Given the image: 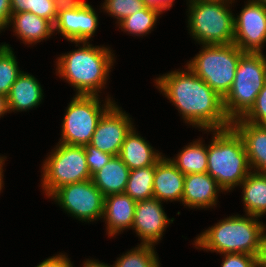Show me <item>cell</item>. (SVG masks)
I'll return each instance as SVG.
<instances>
[{
    "mask_svg": "<svg viewBox=\"0 0 266 267\" xmlns=\"http://www.w3.org/2000/svg\"><path fill=\"white\" fill-rule=\"evenodd\" d=\"M234 14L233 43L244 52H264L266 44V6L252 0Z\"/></svg>",
    "mask_w": 266,
    "mask_h": 267,
    "instance_id": "7c38bea8",
    "label": "cell"
},
{
    "mask_svg": "<svg viewBox=\"0 0 266 267\" xmlns=\"http://www.w3.org/2000/svg\"><path fill=\"white\" fill-rule=\"evenodd\" d=\"M10 3L11 14L28 11L49 20L53 25L62 4L60 0H10Z\"/></svg>",
    "mask_w": 266,
    "mask_h": 267,
    "instance_id": "f1b7e54d",
    "label": "cell"
},
{
    "mask_svg": "<svg viewBox=\"0 0 266 267\" xmlns=\"http://www.w3.org/2000/svg\"><path fill=\"white\" fill-rule=\"evenodd\" d=\"M85 156L91 177L98 172L114 156L103 152L89 144L85 145Z\"/></svg>",
    "mask_w": 266,
    "mask_h": 267,
    "instance_id": "1f68e13d",
    "label": "cell"
},
{
    "mask_svg": "<svg viewBox=\"0 0 266 267\" xmlns=\"http://www.w3.org/2000/svg\"><path fill=\"white\" fill-rule=\"evenodd\" d=\"M71 43L78 49L62 53L56 58V75L71 85L76 95L101 96V91L107 89L109 75L116 62L113 48L94 46L91 41Z\"/></svg>",
    "mask_w": 266,
    "mask_h": 267,
    "instance_id": "7a4b0ae2",
    "label": "cell"
},
{
    "mask_svg": "<svg viewBox=\"0 0 266 267\" xmlns=\"http://www.w3.org/2000/svg\"><path fill=\"white\" fill-rule=\"evenodd\" d=\"M241 119L266 126V84L257 95L254 105Z\"/></svg>",
    "mask_w": 266,
    "mask_h": 267,
    "instance_id": "4dcf8cb0",
    "label": "cell"
},
{
    "mask_svg": "<svg viewBox=\"0 0 266 267\" xmlns=\"http://www.w3.org/2000/svg\"><path fill=\"white\" fill-rule=\"evenodd\" d=\"M68 256L65 252H59V254L57 253L47 259L45 258L35 267H73V262Z\"/></svg>",
    "mask_w": 266,
    "mask_h": 267,
    "instance_id": "836d02e7",
    "label": "cell"
},
{
    "mask_svg": "<svg viewBox=\"0 0 266 267\" xmlns=\"http://www.w3.org/2000/svg\"><path fill=\"white\" fill-rule=\"evenodd\" d=\"M168 158L184 175L207 173V144L202 137L195 141L193 139L192 142L182 147L173 158L170 156Z\"/></svg>",
    "mask_w": 266,
    "mask_h": 267,
    "instance_id": "cb8c5ba5",
    "label": "cell"
},
{
    "mask_svg": "<svg viewBox=\"0 0 266 267\" xmlns=\"http://www.w3.org/2000/svg\"><path fill=\"white\" fill-rule=\"evenodd\" d=\"M100 97L73 95L62 120L59 143L78 146L90 143L102 115L116 102L109 94L104 100Z\"/></svg>",
    "mask_w": 266,
    "mask_h": 267,
    "instance_id": "9c48e42d",
    "label": "cell"
},
{
    "mask_svg": "<svg viewBox=\"0 0 266 267\" xmlns=\"http://www.w3.org/2000/svg\"><path fill=\"white\" fill-rule=\"evenodd\" d=\"M186 1H220V0H186Z\"/></svg>",
    "mask_w": 266,
    "mask_h": 267,
    "instance_id": "7bdbcfd3",
    "label": "cell"
},
{
    "mask_svg": "<svg viewBox=\"0 0 266 267\" xmlns=\"http://www.w3.org/2000/svg\"><path fill=\"white\" fill-rule=\"evenodd\" d=\"M100 9L116 19V26L126 17L145 7L143 0H104Z\"/></svg>",
    "mask_w": 266,
    "mask_h": 267,
    "instance_id": "f546056e",
    "label": "cell"
},
{
    "mask_svg": "<svg viewBox=\"0 0 266 267\" xmlns=\"http://www.w3.org/2000/svg\"><path fill=\"white\" fill-rule=\"evenodd\" d=\"M136 130L134 126L126 135L119 157L130 170L155 166L164 154L151 146Z\"/></svg>",
    "mask_w": 266,
    "mask_h": 267,
    "instance_id": "44dd1931",
    "label": "cell"
},
{
    "mask_svg": "<svg viewBox=\"0 0 266 267\" xmlns=\"http://www.w3.org/2000/svg\"><path fill=\"white\" fill-rule=\"evenodd\" d=\"M62 3H66V2H80V1H84V0H60Z\"/></svg>",
    "mask_w": 266,
    "mask_h": 267,
    "instance_id": "b9f144b4",
    "label": "cell"
},
{
    "mask_svg": "<svg viewBox=\"0 0 266 267\" xmlns=\"http://www.w3.org/2000/svg\"><path fill=\"white\" fill-rule=\"evenodd\" d=\"M213 136L207 144V173L217 182L225 195L239 188L252 171L241 136L232 127L203 131Z\"/></svg>",
    "mask_w": 266,
    "mask_h": 267,
    "instance_id": "3957f363",
    "label": "cell"
},
{
    "mask_svg": "<svg viewBox=\"0 0 266 267\" xmlns=\"http://www.w3.org/2000/svg\"><path fill=\"white\" fill-rule=\"evenodd\" d=\"M162 11L145 6L140 11L131 14L122 20L117 27L130 36L143 37L151 33L157 25Z\"/></svg>",
    "mask_w": 266,
    "mask_h": 267,
    "instance_id": "d4e9b609",
    "label": "cell"
},
{
    "mask_svg": "<svg viewBox=\"0 0 266 267\" xmlns=\"http://www.w3.org/2000/svg\"><path fill=\"white\" fill-rule=\"evenodd\" d=\"M163 202L151 198L136 202L132 231L140 240V244L156 246L163 239L169 224L174 218H169L163 207Z\"/></svg>",
    "mask_w": 266,
    "mask_h": 267,
    "instance_id": "5bb4252c",
    "label": "cell"
},
{
    "mask_svg": "<svg viewBox=\"0 0 266 267\" xmlns=\"http://www.w3.org/2000/svg\"><path fill=\"white\" fill-rule=\"evenodd\" d=\"M130 169L119 156H114L92 176L94 185L106 197L111 194L124 193Z\"/></svg>",
    "mask_w": 266,
    "mask_h": 267,
    "instance_id": "7402d4cb",
    "label": "cell"
},
{
    "mask_svg": "<svg viewBox=\"0 0 266 267\" xmlns=\"http://www.w3.org/2000/svg\"><path fill=\"white\" fill-rule=\"evenodd\" d=\"M235 1H187L186 27L192 40L200 46L233 43Z\"/></svg>",
    "mask_w": 266,
    "mask_h": 267,
    "instance_id": "5b68a950",
    "label": "cell"
},
{
    "mask_svg": "<svg viewBox=\"0 0 266 267\" xmlns=\"http://www.w3.org/2000/svg\"><path fill=\"white\" fill-rule=\"evenodd\" d=\"M252 1H254L255 3L262 4L263 6H266V0H252Z\"/></svg>",
    "mask_w": 266,
    "mask_h": 267,
    "instance_id": "60d3db41",
    "label": "cell"
},
{
    "mask_svg": "<svg viewBox=\"0 0 266 267\" xmlns=\"http://www.w3.org/2000/svg\"><path fill=\"white\" fill-rule=\"evenodd\" d=\"M256 258L257 267H266V225L263 227L260 234L259 249Z\"/></svg>",
    "mask_w": 266,
    "mask_h": 267,
    "instance_id": "d590c367",
    "label": "cell"
},
{
    "mask_svg": "<svg viewBox=\"0 0 266 267\" xmlns=\"http://www.w3.org/2000/svg\"><path fill=\"white\" fill-rule=\"evenodd\" d=\"M44 89L40 81L28 72H22L11 86L7 96L9 114L28 112L38 107L44 100Z\"/></svg>",
    "mask_w": 266,
    "mask_h": 267,
    "instance_id": "ffe728a7",
    "label": "cell"
},
{
    "mask_svg": "<svg viewBox=\"0 0 266 267\" xmlns=\"http://www.w3.org/2000/svg\"><path fill=\"white\" fill-rule=\"evenodd\" d=\"M9 114L8 105H7V97L0 94V118Z\"/></svg>",
    "mask_w": 266,
    "mask_h": 267,
    "instance_id": "f35d334b",
    "label": "cell"
},
{
    "mask_svg": "<svg viewBox=\"0 0 266 267\" xmlns=\"http://www.w3.org/2000/svg\"><path fill=\"white\" fill-rule=\"evenodd\" d=\"M155 88L178 110L188 126L199 131L225 129L231 121L225 114L223 98L186 64L154 78Z\"/></svg>",
    "mask_w": 266,
    "mask_h": 267,
    "instance_id": "6da1fadb",
    "label": "cell"
},
{
    "mask_svg": "<svg viewBox=\"0 0 266 267\" xmlns=\"http://www.w3.org/2000/svg\"><path fill=\"white\" fill-rule=\"evenodd\" d=\"M21 43L34 46L54 35V25L47 19L31 12L22 11L11 14L8 27Z\"/></svg>",
    "mask_w": 266,
    "mask_h": 267,
    "instance_id": "d6986e66",
    "label": "cell"
},
{
    "mask_svg": "<svg viewBox=\"0 0 266 267\" xmlns=\"http://www.w3.org/2000/svg\"><path fill=\"white\" fill-rule=\"evenodd\" d=\"M96 12L85 0L62 3L58 8L54 34H60L68 42H90L99 27Z\"/></svg>",
    "mask_w": 266,
    "mask_h": 267,
    "instance_id": "8fae6325",
    "label": "cell"
},
{
    "mask_svg": "<svg viewBox=\"0 0 266 267\" xmlns=\"http://www.w3.org/2000/svg\"><path fill=\"white\" fill-rule=\"evenodd\" d=\"M11 17L10 0H0V34L7 29Z\"/></svg>",
    "mask_w": 266,
    "mask_h": 267,
    "instance_id": "e575fe53",
    "label": "cell"
},
{
    "mask_svg": "<svg viewBox=\"0 0 266 267\" xmlns=\"http://www.w3.org/2000/svg\"><path fill=\"white\" fill-rule=\"evenodd\" d=\"M242 189L244 214L256 217L266 215V173L251 171L239 185Z\"/></svg>",
    "mask_w": 266,
    "mask_h": 267,
    "instance_id": "603a6c76",
    "label": "cell"
},
{
    "mask_svg": "<svg viewBox=\"0 0 266 267\" xmlns=\"http://www.w3.org/2000/svg\"><path fill=\"white\" fill-rule=\"evenodd\" d=\"M231 126L243 140L252 171L266 173V126L241 118L232 121Z\"/></svg>",
    "mask_w": 266,
    "mask_h": 267,
    "instance_id": "ac0fdd59",
    "label": "cell"
},
{
    "mask_svg": "<svg viewBox=\"0 0 266 267\" xmlns=\"http://www.w3.org/2000/svg\"><path fill=\"white\" fill-rule=\"evenodd\" d=\"M155 166L130 170L124 193L139 202L153 198Z\"/></svg>",
    "mask_w": 266,
    "mask_h": 267,
    "instance_id": "484cf974",
    "label": "cell"
},
{
    "mask_svg": "<svg viewBox=\"0 0 266 267\" xmlns=\"http://www.w3.org/2000/svg\"><path fill=\"white\" fill-rule=\"evenodd\" d=\"M185 175L164 155L155 164L153 198L163 203L182 202Z\"/></svg>",
    "mask_w": 266,
    "mask_h": 267,
    "instance_id": "e0dca14e",
    "label": "cell"
},
{
    "mask_svg": "<svg viewBox=\"0 0 266 267\" xmlns=\"http://www.w3.org/2000/svg\"><path fill=\"white\" fill-rule=\"evenodd\" d=\"M136 201L125 193L105 197L102 221L106 235L112 239L133 226Z\"/></svg>",
    "mask_w": 266,
    "mask_h": 267,
    "instance_id": "2e32d148",
    "label": "cell"
},
{
    "mask_svg": "<svg viewBox=\"0 0 266 267\" xmlns=\"http://www.w3.org/2000/svg\"><path fill=\"white\" fill-rule=\"evenodd\" d=\"M260 217L234 214L218 220L216 224L197 235L192 245L206 252L217 254L245 253L256 256L263 227Z\"/></svg>",
    "mask_w": 266,
    "mask_h": 267,
    "instance_id": "277c9868",
    "label": "cell"
},
{
    "mask_svg": "<svg viewBox=\"0 0 266 267\" xmlns=\"http://www.w3.org/2000/svg\"><path fill=\"white\" fill-rule=\"evenodd\" d=\"M265 84V53L244 52L233 85L223 98L225 114L231 122L242 118L251 109Z\"/></svg>",
    "mask_w": 266,
    "mask_h": 267,
    "instance_id": "52a82bcc",
    "label": "cell"
},
{
    "mask_svg": "<svg viewBox=\"0 0 266 267\" xmlns=\"http://www.w3.org/2000/svg\"><path fill=\"white\" fill-rule=\"evenodd\" d=\"M221 192L225 194L216 180L208 173L187 174L185 175L181 204L185 208L196 210L216 208Z\"/></svg>",
    "mask_w": 266,
    "mask_h": 267,
    "instance_id": "9a60e30c",
    "label": "cell"
},
{
    "mask_svg": "<svg viewBox=\"0 0 266 267\" xmlns=\"http://www.w3.org/2000/svg\"><path fill=\"white\" fill-rule=\"evenodd\" d=\"M132 116L115 102L101 117L89 145L119 156L126 135L135 126Z\"/></svg>",
    "mask_w": 266,
    "mask_h": 267,
    "instance_id": "4fadbf2b",
    "label": "cell"
},
{
    "mask_svg": "<svg viewBox=\"0 0 266 267\" xmlns=\"http://www.w3.org/2000/svg\"><path fill=\"white\" fill-rule=\"evenodd\" d=\"M145 6L156 8L163 13L166 11H170L173 7L175 0H143Z\"/></svg>",
    "mask_w": 266,
    "mask_h": 267,
    "instance_id": "8d00e7d4",
    "label": "cell"
},
{
    "mask_svg": "<svg viewBox=\"0 0 266 267\" xmlns=\"http://www.w3.org/2000/svg\"><path fill=\"white\" fill-rule=\"evenodd\" d=\"M265 78H266V54H265Z\"/></svg>",
    "mask_w": 266,
    "mask_h": 267,
    "instance_id": "ee69618b",
    "label": "cell"
},
{
    "mask_svg": "<svg viewBox=\"0 0 266 267\" xmlns=\"http://www.w3.org/2000/svg\"><path fill=\"white\" fill-rule=\"evenodd\" d=\"M49 199L60 206L68 216L83 223L102 220L105 196L92 179L64 185Z\"/></svg>",
    "mask_w": 266,
    "mask_h": 267,
    "instance_id": "30bf717a",
    "label": "cell"
},
{
    "mask_svg": "<svg viewBox=\"0 0 266 267\" xmlns=\"http://www.w3.org/2000/svg\"><path fill=\"white\" fill-rule=\"evenodd\" d=\"M223 260L220 267H257V258L245 253H229L220 255Z\"/></svg>",
    "mask_w": 266,
    "mask_h": 267,
    "instance_id": "d6a6232c",
    "label": "cell"
},
{
    "mask_svg": "<svg viewBox=\"0 0 266 267\" xmlns=\"http://www.w3.org/2000/svg\"><path fill=\"white\" fill-rule=\"evenodd\" d=\"M186 65L222 98L230 91L244 53L234 43L202 45Z\"/></svg>",
    "mask_w": 266,
    "mask_h": 267,
    "instance_id": "8992f818",
    "label": "cell"
},
{
    "mask_svg": "<svg viewBox=\"0 0 266 267\" xmlns=\"http://www.w3.org/2000/svg\"><path fill=\"white\" fill-rule=\"evenodd\" d=\"M6 159H7V156H2L0 158V193L4 189L3 187L5 186L4 185V181H3V179H4V172H3L4 168H3V166L5 165Z\"/></svg>",
    "mask_w": 266,
    "mask_h": 267,
    "instance_id": "ab89813d",
    "label": "cell"
},
{
    "mask_svg": "<svg viewBox=\"0 0 266 267\" xmlns=\"http://www.w3.org/2000/svg\"><path fill=\"white\" fill-rule=\"evenodd\" d=\"M152 245L139 244L117 257L113 267H161V263Z\"/></svg>",
    "mask_w": 266,
    "mask_h": 267,
    "instance_id": "4316f807",
    "label": "cell"
},
{
    "mask_svg": "<svg viewBox=\"0 0 266 267\" xmlns=\"http://www.w3.org/2000/svg\"><path fill=\"white\" fill-rule=\"evenodd\" d=\"M41 166V190L49 198L60 187L92 179L85 147L56 143Z\"/></svg>",
    "mask_w": 266,
    "mask_h": 267,
    "instance_id": "ba28073f",
    "label": "cell"
},
{
    "mask_svg": "<svg viewBox=\"0 0 266 267\" xmlns=\"http://www.w3.org/2000/svg\"><path fill=\"white\" fill-rule=\"evenodd\" d=\"M9 43L0 44V94L8 96L11 86L23 72ZM21 69V70H20Z\"/></svg>",
    "mask_w": 266,
    "mask_h": 267,
    "instance_id": "83f0119b",
    "label": "cell"
},
{
    "mask_svg": "<svg viewBox=\"0 0 266 267\" xmlns=\"http://www.w3.org/2000/svg\"><path fill=\"white\" fill-rule=\"evenodd\" d=\"M73 267H75V266L73 265ZM81 267H113V265L98 261V259H94V258L89 259L88 258L82 263Z\"/></svg>",
    "mask_w": 266,
    "mask_h": 267,
    "instance_id": "74e56055",
    "label": "cell"
}]
</instances>
